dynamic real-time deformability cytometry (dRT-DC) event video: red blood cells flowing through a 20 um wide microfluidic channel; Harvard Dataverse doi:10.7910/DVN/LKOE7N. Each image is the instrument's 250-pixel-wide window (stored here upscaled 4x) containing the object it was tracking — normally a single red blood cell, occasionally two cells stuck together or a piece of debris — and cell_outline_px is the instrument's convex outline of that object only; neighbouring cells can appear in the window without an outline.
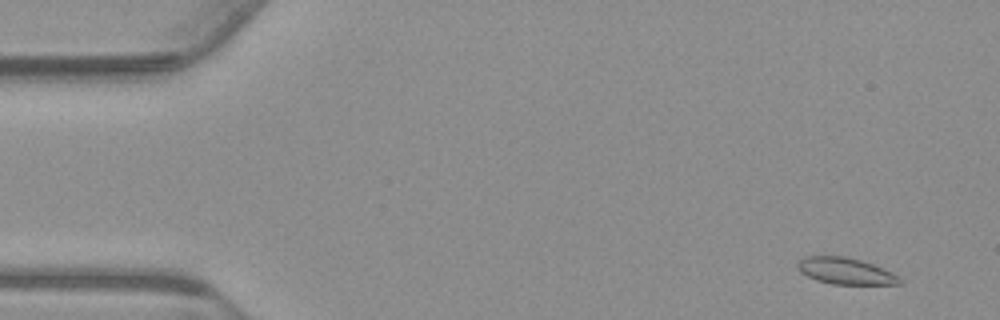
{"species": "common noctule bat (a hibernating species)", "species_latin": "Nyctalus noctula", "temperature_condition": "warm", "stored_images_in_passage": 55, "camera_frame_rate_fps": 3000, "um_per_image_px": 0.085, "animal": {"sex": "male", "body_mass_g": 23.1, "forearm_length_mm": 52.7}, "frame": {"image": 1, "passage_image": 3, "time_ms": 0.667, "image_size_px": [1000, 320], "cell_outline_px": [[904, 280], [900, 284], [832, 284], [816, 280], [800, 272], [796, 268], [796, 264], [804, 256], [844, 256], [860, 260], [872, 264]], "centroid_in_image_um": [71.79, 23.03], "position_along_channel_um": 13.2, "area_um2": 15.55}}
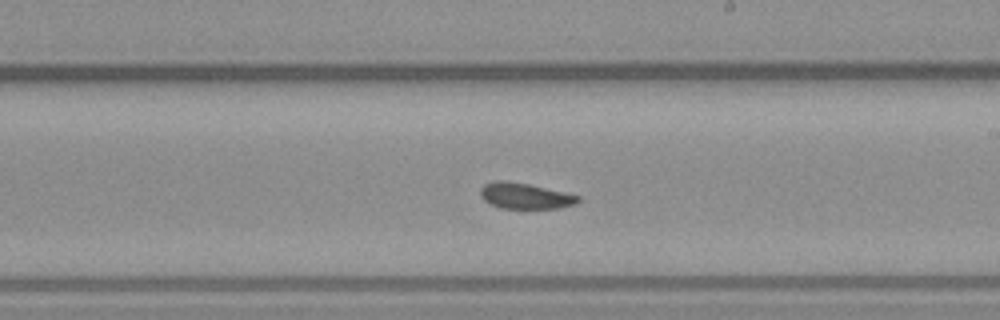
{"frame": {"image": 2, "passage_image": 31, "time_ms": 10.0, "image_size_px": [1000, 320], "cell_outline_px": [[580, 200], [576, 204], [560, 208], [500, 208], [484, 200], [480, 196], [480, 188], [484, 184], [496, 180], [504, 180], [528, 184], [564, 192], [580, 196]], "centroid_in_image_um": [44.62, 16.65], "position_along_channel_um": 244.4, "area_um2": 14.68}}
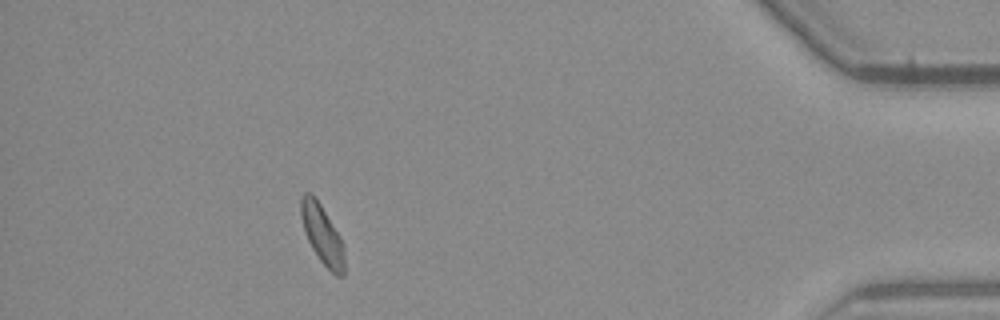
{"frame": {"image": 3, "passage_image": 49, "time_ms": 16.0, "image_size_px": [1000, 320], "cell_outline_px": [[344, 276], [336, 276], [320, 260], [312, 248], [304, 232], [300, 216], [300, 196], [304, 192], [308, 192], [320, 204], [340, 236], [344, 244]], "centroid_in_image_um": [27.38, 19.94], "position_along_channel_um": 407.8, "area_um2": 14.91}, "authors_computed_cell_mechanics": {"area_um2": 15.3748, "velocity_mm_per_s": 3.7194, "shape_relaxation_time_tau1_ms": null, "shape_relaxation_time_tau2_ms": 2.1647, "deformation_change_tau1": null, "deformation_change_tau2": 0.0759}}